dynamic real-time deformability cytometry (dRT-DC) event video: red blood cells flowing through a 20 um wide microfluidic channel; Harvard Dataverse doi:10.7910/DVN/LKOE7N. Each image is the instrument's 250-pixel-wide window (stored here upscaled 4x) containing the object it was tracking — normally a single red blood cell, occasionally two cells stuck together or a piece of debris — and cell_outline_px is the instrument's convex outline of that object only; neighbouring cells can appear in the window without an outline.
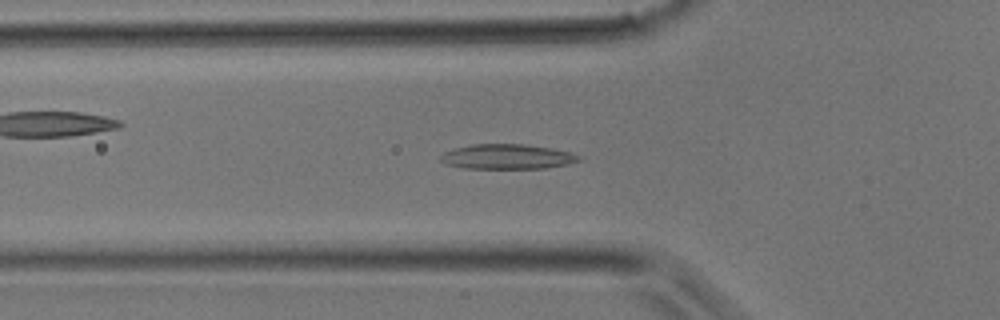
{"species": "common noctule bat (a hibernating species)", "species_latin": "Nyctalus noctula", "temperature_condition": "room temperature", "stored_images_in_passage": 30, "camera_frame_rate_fps": 3000, "um_per_image_px": 0.085, "animal": {"sex": "male", "body_mass_g": 17.9}, "frame": {"image": 1, "passage_image": 5, "time_ms": 1.333, "image_size_px": [1000, 320], "cell_outline_px": [[584, 160], [568, 164], [548, 168], [464, 168], [444, 164], [440, 160], [440, 156], [444, 152], [452, 148], [472, 144], [524, 144], [552, 148], [568, 152], [580, 156]], "centroid_in_image_um": [43.1, 13.31], "position_along_channel_um": 82.7, "area_um2": 20.23}}
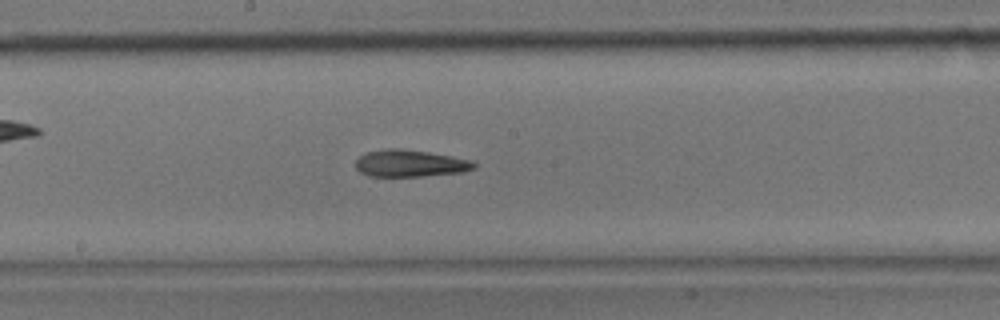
{"frame": {"image": 2, "passage_image": 12, "time_ms": 3.667, "image_size_px": [1000, 320], "cell_outline_px": [[476, 168], [464, 172], [424, 176], [368, 176], [360, 172], [356, 168], [356, 160], [364, 152], [388, 148], [400, 148], [428, 152], [452, 156], [468, 160], [476, 164]], "centroid_in_image_um": [34.84, 13.88], "position_along_channel_um": 213.4, "area_um2": 18.67}}
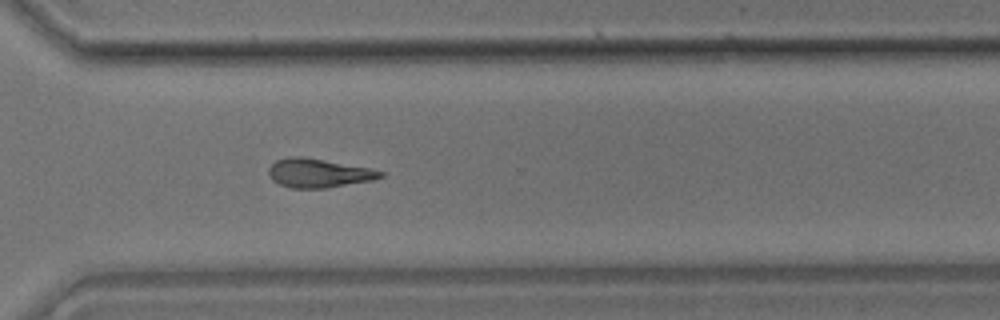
{"frame": {"image": 3, "passage_image": 19, "time_ms": 6.0, "image_size_px": [1000, 320], "cell_outline_px": [[384, 176], [372, 180], [328, 188], [292, 188], [280, 184], [272, 180], [268, 172], [268, 168], [276, 160], [288, 156], [300, 156], [372, 168], [384, 172]], "centroid_in_image_um": [27.08, 14.71], "position_along_channel_um": 343.5, "area_um2": 18.84}}